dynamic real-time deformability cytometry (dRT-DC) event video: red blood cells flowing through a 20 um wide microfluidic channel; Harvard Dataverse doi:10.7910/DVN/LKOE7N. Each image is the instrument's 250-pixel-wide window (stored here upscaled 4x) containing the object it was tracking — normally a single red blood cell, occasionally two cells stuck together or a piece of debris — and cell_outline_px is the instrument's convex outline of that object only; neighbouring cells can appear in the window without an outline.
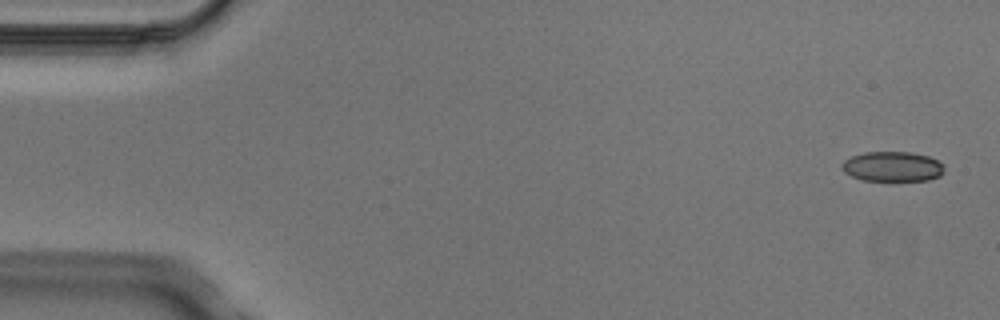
{"species": "Egyptian fruit bat (a non-hibernating species)", "species_latin": "Rousettus aegyptiacus", "temperature_condition": "cold", "stored_images_in_passage": 5, "camera_frame_rate_fps": 3000, "um_per_image_px": 0.085, "animal": {"sex": "male"}, "frame": {"image": 1, "passage_image": 1, "time_ms": 0.0, "image_size_px": [1000, 320], "cell_outline_px": [[944, 172], [940, 176], [928, 180], [864, 180], [852, 176], [844, 172], [840, 168], [840, 164], [844, 160], [852, 156], [864, 152], [912, 152], [928, 156], [944, 164]], "centroid_in_image_um": [75.85, 14.15], "position_along_channel_um": 9.1, "area_um2": 17.92}}